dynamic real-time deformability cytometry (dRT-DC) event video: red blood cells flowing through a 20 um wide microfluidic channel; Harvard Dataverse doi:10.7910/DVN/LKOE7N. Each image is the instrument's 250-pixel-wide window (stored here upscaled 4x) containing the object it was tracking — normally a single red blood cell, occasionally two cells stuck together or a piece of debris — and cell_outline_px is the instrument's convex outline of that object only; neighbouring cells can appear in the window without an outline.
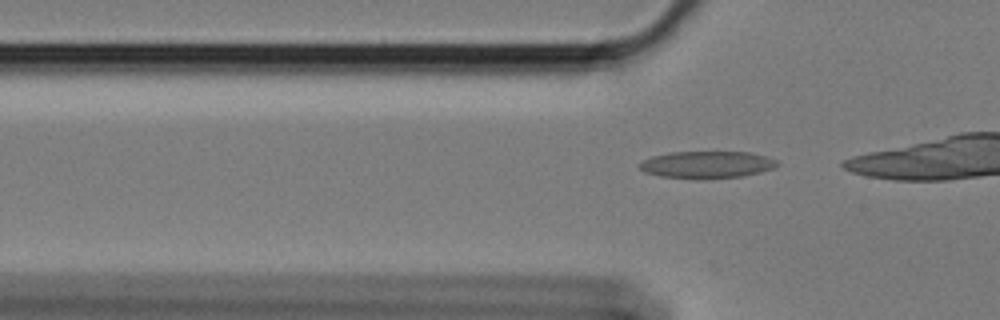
{"species": "Egyptian fruit bat (a non-hibernating species)", "species_latin": "Rousettus aegyptiacus", "temperature_condition": "cold", "stored_images_in_passage": 21, "camera_frame_rate_fps": 3000, "um_per_image_px": 0.085, "animal": {"sex": "female"}, "frame": {"image": 1, "passage_image": 3, "time_ms": 0.667, "image_size_px": [1000, 320], "cell_outline_px": [[780, 164], [772, 168], [760, 172], [744, 176], [704, 180], [700, 180], [660, 176], [644, 172], [636, 164], [652, 156], [668, 152], [752, 152], [776, 160]], "centroid_in_image_um": [60.05, 14.01], "position_along_channel_um": 65.7, "area_um2": 22.08}}
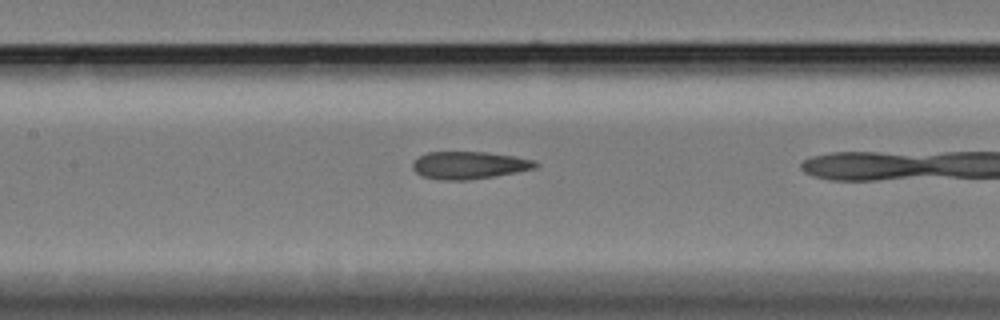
{"frame": {"image": 2, "passage_image": 12, "time_ms": 3.667, "image_size_px": [1000, 320], "cell_outline_px": [[540, 164], [536, 168], [496, 176], [468, 180], [436, 180], [420, 176], [412, 168], [412, 164], [420, 156], [428, 152], [484, 152], [516, 156], [536, 160]], "centroid_in_image_um": [39.9, 14.05], "position_along_channel_um": 167.5, "area_um2": 19.88}}
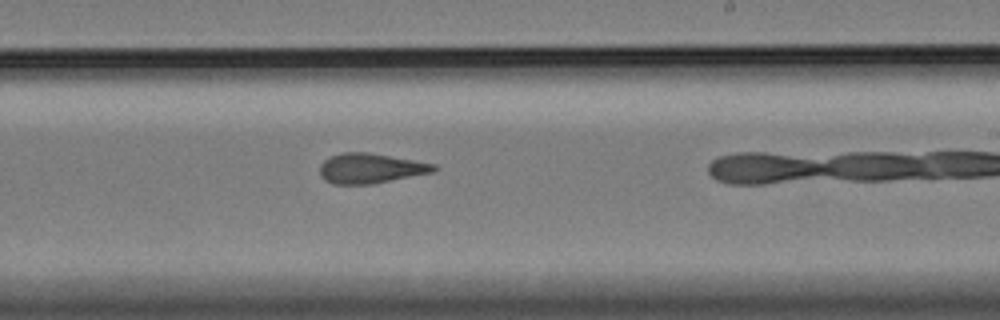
{"frame": {"image": 3, "passage_image": 20, "time_ms": 6.333, "image_size_px": [1000, 320], "cell_outline_px": [[440, 168], [436, 172], [372, 184], [332, 184], [324, 180], [320, 176], [320, 164], [328, 156], [340, 152], [368, 152], [436, 164]], "centroid_in_image_um": [31.5, 14.31], "position_along_channel_um": 257.5, "area_um2": 20.29}}